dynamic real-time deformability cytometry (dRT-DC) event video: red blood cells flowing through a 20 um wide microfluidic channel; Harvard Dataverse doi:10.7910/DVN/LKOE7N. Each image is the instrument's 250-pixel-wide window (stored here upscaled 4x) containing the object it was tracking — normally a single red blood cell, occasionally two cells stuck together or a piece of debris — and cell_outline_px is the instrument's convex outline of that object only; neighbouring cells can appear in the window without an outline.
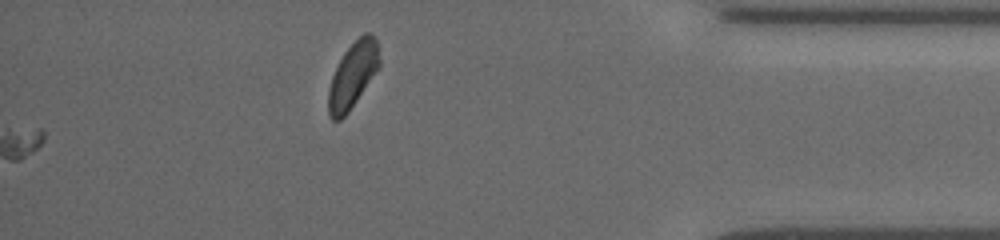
{"species": "common noctule bat (a hibernating species)", "species_latin": "Nyctalus noctula", "temperature_condition": "cold", "stored_images_in_passage": 57, "camera_frame_rate_fps": 3000, "um_per_image_px": 0.085, "animal": {"sex": "female", "body_mass_g": 19.5, "forearm_length_mm": 54.1}, "frame": {"image": 1, "passage_image": 57, "time_ms": 18.667, "image_size_px": [1000, 240], "cell_outline_px": [[380, 68], [348, 112], [340, 120], [332, 120], [328, 116], [328, 88], [332, 76], [344, 52], [364, 32], [372, 32], [376, 40], [380, 60]], "centroid_in_image_um": [29.99, 6.39], "position_along_channel_um": 405.2, "area_um2": 19.54}}